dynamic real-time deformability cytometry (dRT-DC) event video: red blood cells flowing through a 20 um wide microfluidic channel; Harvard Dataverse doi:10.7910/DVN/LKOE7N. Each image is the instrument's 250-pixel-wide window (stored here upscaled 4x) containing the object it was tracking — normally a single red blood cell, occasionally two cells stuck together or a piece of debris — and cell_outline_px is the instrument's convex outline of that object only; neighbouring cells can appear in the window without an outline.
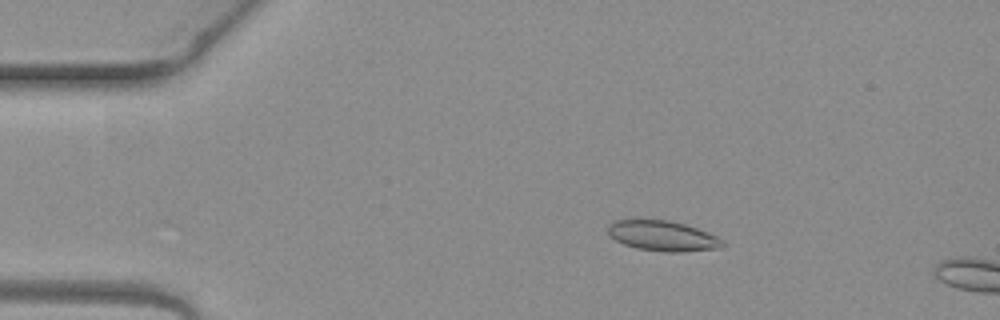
{"species": "common noctule bat (a hibernating species)", "species_latin": "Nyctalus noctula", "temperature_condition": "warm", "stored_images_in_passage": 2, "camera_frame_rate_fps": 3000, "um_per_image_px": 0.085, "animal": {"sex": "female", "body_mass_g": 19.3, "forearm_length_mm": 54.1}, "frame": {"image": 1, "passage_image": 1, "time_ms": 0.0, "image_size_px": [1000, 320], "cell_outline_px": [[724, 244], [720, 248], [680, 252], [668, 252], [636, 248], [624, 244], [608, 236], [608, 224], [616, 220], [668, 220], [684, 224], [696, 228], [716, 236], [724, 240]], "centroid_in_image_um": [56.31, 20.05], "position_along_channel_um": 28.7, "area_um2": 20.06}}